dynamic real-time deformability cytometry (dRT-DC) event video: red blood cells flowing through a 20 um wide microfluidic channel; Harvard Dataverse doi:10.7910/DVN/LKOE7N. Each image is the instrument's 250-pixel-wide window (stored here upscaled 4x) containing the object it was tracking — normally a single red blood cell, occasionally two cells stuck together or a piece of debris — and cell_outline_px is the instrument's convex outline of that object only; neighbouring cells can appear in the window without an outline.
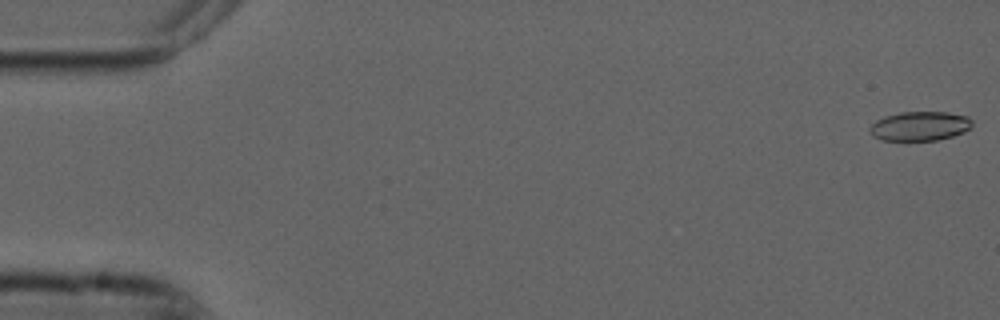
{"species": "common noctule bat (a hibernating species)", "species_latin": "Nyctalus noctula", "temperature_condition": "cold", "stored_images_in_passage": 42, "camera_frame_rate_fps": 3000, "um_per_image_px": 0.085, "animal": {"sex": "male", "forearm_length_mm": 52.5}, "frame": {"image": 1, "passage_image": 1, "time_ms": 0.0, "image_size_px": [1000, 320], "cell_outline_px": [[972, 128], [964, 132], [952, 136], [936, 140], [880, 140], [872, 136], [868, 128], [876, 120], [884, 116], [900, 112], [948, 112], [968, 116], [972, 120]], "centroid_in_image_um": [78.18, 10.71], "position_along_channel_um": 6.8, "area_um2": 17.63}}
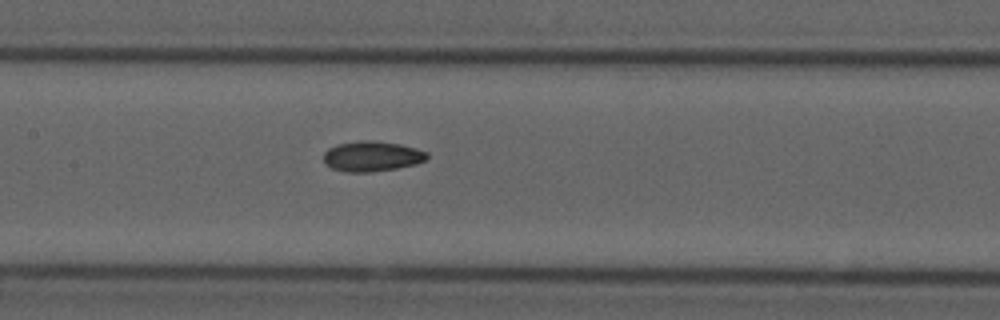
{"frame": {"image": 2, "passage_image": 26, "time_ms": 8.333, "image_size_px": [1000, 320], "cell_outline_px": [[428, 156], [424, 160], [416, 164], [396, 168], [372, 172], [344, 172], [332, 168], [324, 160], [324, 152], [328, 148], [336, 144], [360, 140], [372, 140], [400, 144], [416, 148], [428, 152]], "centroid_in_image_um": [31.61, 13.27], "position_along_channel_um": 175.8, "area_um2": 18.26}}
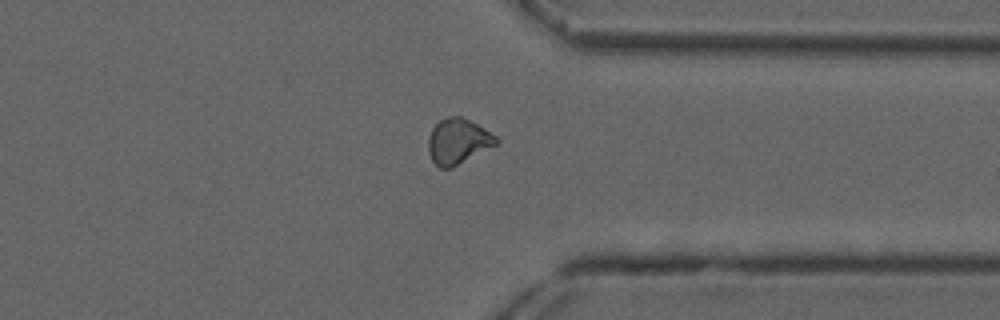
{"frame": {"image": 3, "passage_image": 42, "time_ms": 13.667, "image_size_px": [1000, 320], "cell_outline_px": [[500, 140], [496, 144], [452, 168], [440, 168], [432, 160], [428, 152], [428, 136], [432, 128], [440, 120], [448, 116], [460, 116], [484, 128], [496, 136]], "centroid_in_image_um": [38.9, 12.01], "position_along_channel_um": 372.5, "area_um2": 17.8}, "authors_computed_cell_mechanics": {"area_um2": 18.0336, "velocity_mm_per_s": 3.7522, "shape_relaxation_time_tau1_ms": null, "shape_relaxation_time_tau2_ms": 2.8212, "deformation_change_tau1": null, "deformation_change_tau2": 0.0789}}